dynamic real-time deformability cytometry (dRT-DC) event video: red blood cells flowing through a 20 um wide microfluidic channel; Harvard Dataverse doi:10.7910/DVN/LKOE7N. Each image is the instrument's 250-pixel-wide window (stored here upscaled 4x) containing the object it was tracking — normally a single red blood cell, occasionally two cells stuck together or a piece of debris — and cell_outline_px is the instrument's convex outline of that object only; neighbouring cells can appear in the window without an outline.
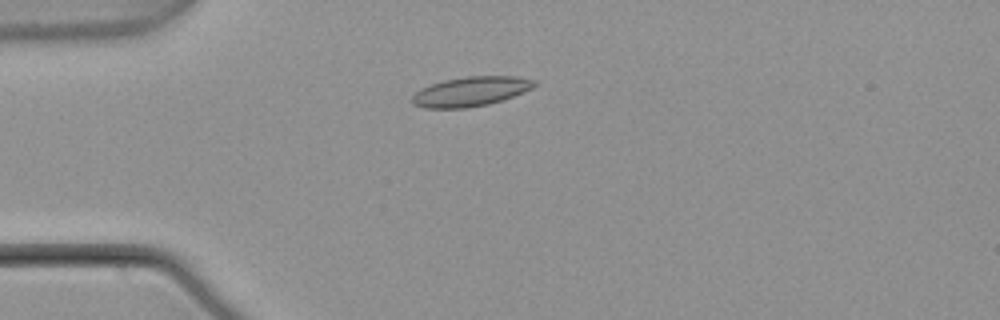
{"species": "common noctule bat (a hibernating species)", "species_latin": "Nyctalus noctula", "temperature_condition": "warm", "stored_images_in_passage": 4, "camera_frame_rate_fps": 3000, "um_per_image_px": 0.085, "animal": {"sex": "male", "body_mass_g": 21.5, "forearm_length_mm": 52.0}, "frame": {"image": 1, "passage_image": 4, "time_ms": 1.0, "image_size_px": [1000, 320], "cell_outline_px": [[536, 84], [532, 88], [512, 96], [488, 104], [464, 108], [424, 108], [412, 104], [412, 96], [420, 88], [444, 80], [464, 76], [516, 76], [532, 80]], "centroid_in_image_um": [39.95, 7.77], "position_along_channel_um": 45.0, "area_um2": 20.81}}